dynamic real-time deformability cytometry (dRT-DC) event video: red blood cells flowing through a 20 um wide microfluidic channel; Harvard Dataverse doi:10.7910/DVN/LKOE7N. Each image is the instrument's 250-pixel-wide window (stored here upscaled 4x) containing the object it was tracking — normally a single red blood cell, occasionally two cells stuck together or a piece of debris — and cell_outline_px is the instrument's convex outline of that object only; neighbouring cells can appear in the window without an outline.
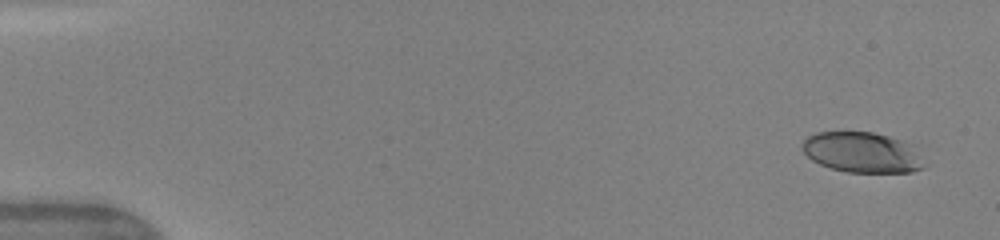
{"species": "human", "species_latin": "Homo sapiens", "temperature_condition": "warm", "stored_images_in_passage": 49, "camera_frame_rate_fps": 3000, "um_per_image_px": 0.085, "donor": {"sex": "female"}, "frame": {"image": 1, "passage_image": 3, "time_ms": 0.667, "image_size_px": [1000, 240], "cell_outline_px": [[928, 164], [924, 168], [912, 172], [848, 172], [832, 168], [820, 164], [812, 160], [800, 148], [800, 144], [808, 136], [816, 132], [872, 132], [888, 136], [912, 144], [916, 148]], "centroid_in_image_um": [73.32, 12.95], "position_along_channel_um": 11.7, "area_um2": 29.07}}
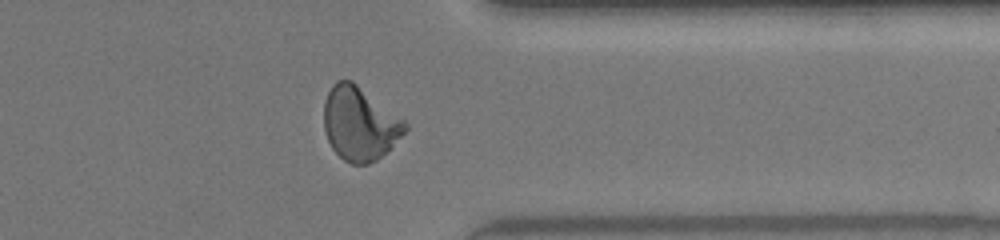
{"frame": {"image": 2, "passage_image": 40, "time_ms": 13.0, "image_size_px": [1000, 240], "cell_outline_px": [[408, 128], [376, 160], [368, 164], [352, 164], [344, 160], [332, 148], [328, 140], [324, 128], [324, 100], [332, 84], [336, 80], [352, 80], [404, 120], [408, 124]], "centroid_in_image_um": [30.53, 10.49], "position_along_channel_um": 380.9, "area_um2": 34.33}}
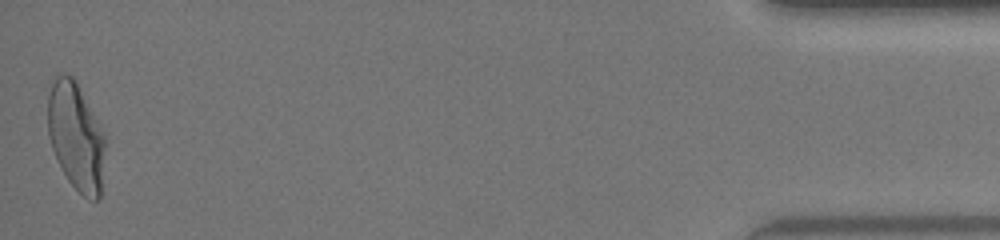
{"frame": {"image": 3, "passage_image": 49, "time_ms": 16.0, "image_size_px": [1000, 240], "cell_outline_px": [[104, 148], [100, 196], [96, 200], [92, 200], [84, 196], [68, 180], [52, 148], [48, 136], [48, 80], [60, 72], [72, 76], [76, 80], [104, 136]], "centroid_in_image_um": [6.4, 11.51], "position_along_channel_um": 428.8, "area_um2": 35.6}, "authors_computed_cell_mechanics": {"area_um2": 33.1194, "velocity_mm_per_s": 4.195, "shape_relaxation_time_tau1_ms": 6.104, "shape_relaxation_time_tau2_ms": 0.8727, "deformation_change_tau1": 0.2371, "deformation_change_tau2": 0.0722}}